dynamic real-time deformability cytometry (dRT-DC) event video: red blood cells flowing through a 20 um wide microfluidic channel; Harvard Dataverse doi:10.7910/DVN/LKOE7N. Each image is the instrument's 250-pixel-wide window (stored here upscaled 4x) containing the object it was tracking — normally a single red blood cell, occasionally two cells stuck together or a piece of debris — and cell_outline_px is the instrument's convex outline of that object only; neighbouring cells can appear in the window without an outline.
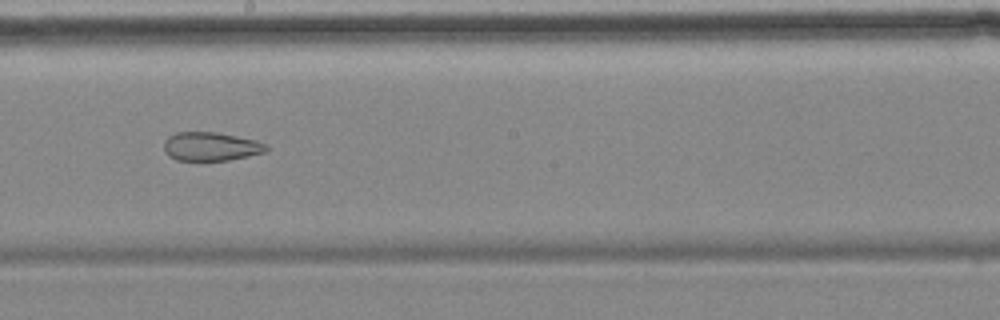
{"species": "common noctule bat (a hibernating species)", "species_latin": "Nyctalus noctula", "temperature_condition": "cold", "stored_images_in_passage": 8, "camera_frame_rate_fps": 3000, "um_per_image_px": 0.085, "animal": {"sex": "female", "body_mass_g": 18.4}, "frame": {"image": 1, "passage_image": 8, "time_ms": 9.0, "image_size_px": [1000, 320], "cell_outline_px": [[268, 152], [228, 160], [176, 160], [168, 156], [164, 152], [164, 140], [168, 136], [176, 132], [216, 132], [256, 140], [268, 144]], "centroid_in_image_um": [17.93, 12.45], "position_along_channel_um": 230.3, "area_um2": 17.28}}